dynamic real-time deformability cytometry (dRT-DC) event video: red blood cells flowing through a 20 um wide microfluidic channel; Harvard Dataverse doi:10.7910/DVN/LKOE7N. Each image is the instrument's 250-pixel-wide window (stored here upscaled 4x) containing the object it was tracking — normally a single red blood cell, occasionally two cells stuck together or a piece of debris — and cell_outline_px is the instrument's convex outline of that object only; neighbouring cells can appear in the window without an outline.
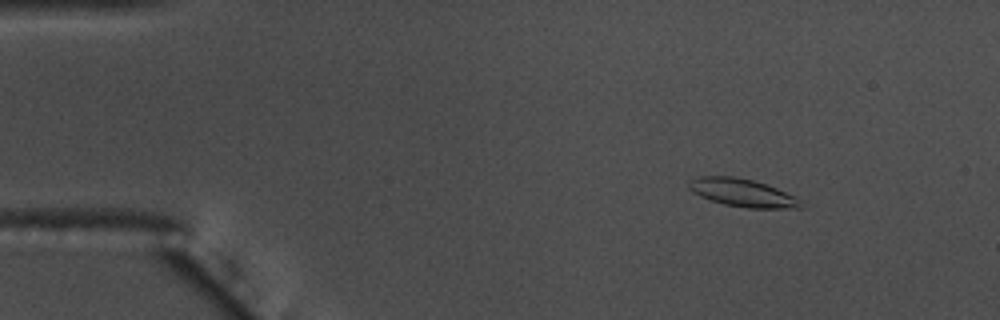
{"species": "common noctule bat (a hibernating species)", "species_latin": "Nyctalus noctula", "temperature_condition": "warm", "stored_images_in_passage": 17, "camera_frame_rate_fps": 3000, "um_per_image_px": 0.085, "animal": {"sex": "male", "body_mass_g": 17.5, "forearm_length_mm": 52.3}, "frame": {"image": 1, "passage_image": 8, "time_ms": 2.333, "image_size_px": [1000, 320], "cell_outline_px": [[804, 208], [748, 208], [724, 204], [700, 196], [692, 192], [688, 188], [688, 180], [700, 176], [732, 176], [752, 180], [776, 188], [792, 196], [804, 204]], "centroid_in_image_um": [63.06, 16.38], "position_along_channel_um": 21.9, "area_um2": 17.98}}